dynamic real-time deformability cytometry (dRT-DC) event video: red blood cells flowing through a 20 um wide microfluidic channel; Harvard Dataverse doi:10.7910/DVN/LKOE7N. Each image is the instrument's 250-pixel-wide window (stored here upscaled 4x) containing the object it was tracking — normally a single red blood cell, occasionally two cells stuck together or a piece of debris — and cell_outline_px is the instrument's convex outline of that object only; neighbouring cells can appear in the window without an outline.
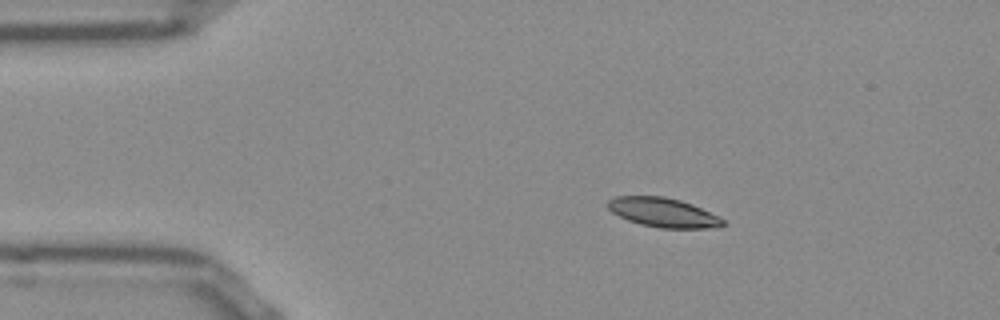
{"species": "Egyptian fruit bat (a non-hibernating species)", "species_latin": "Rousettus aegyptiacus", "temperature_condition": "room temperature", "stored_images_in_passage": 44, "camera_frame_rate_fps": 3000, "um_per_image_px": 0.085, "frame": {"image": 1, "passage_image": 1, "time_ms": 0.0, "image_size_px": [1000, 320], "cell_outline_px": [[724, 224], [720, 228], [660, 228], [640, 224], [628, 220], [612, 212], [608, 208], [608, 200], [616, 196], [664, 196], [680, 200], [692, 204], [720, 216], [724, 220]], "centroid_in_image_um": [56.41, 18.06], "position_along_channel_um": 28.6, "area_um2": 19.71}}
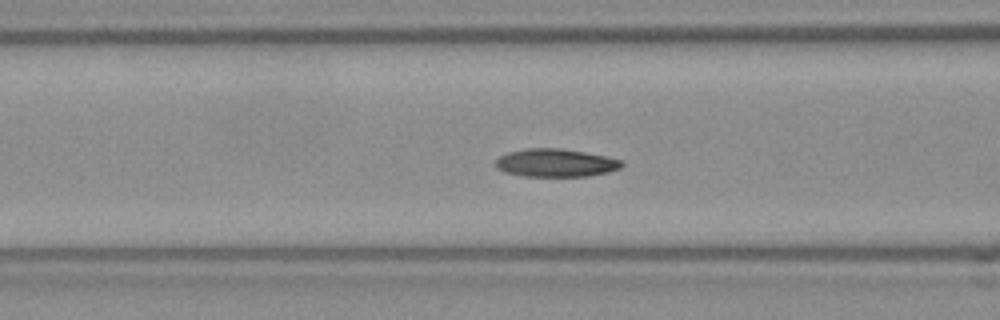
{"frame": {"image": 2, "passage_image": 12, "time_ms": 3.667, "image_size_px": [1000, 320], "cell_outline_px": [[624, 164], [620, 168], [608, 172], [588, 176], [524, 176], [504, 172], [496, 168], [496, 160], [500, 156], [508, 152], [524, 148], [560, 148], [584, 152], [604, 156], [620, 160]], "centroid_in_image_um": [47.2, 13.84], "position_along_channel_um": 119.4, "area_um2": 20.52}}
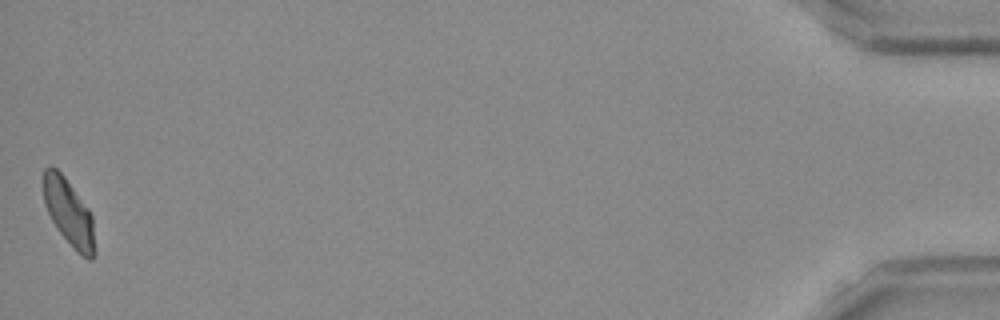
{"frame": {"image": 3, "passage_image": 44, "time_ms": 14.333, "image_size_px": [1000, 320], "cell_outline_px": [[96, 252], [92, 260], [88, 260], [80, 256], [76, 252], [60, 232], [52, 220], [44, 204], [44, 168], [48, 164], [52, 164], [64, 176], [88, 208], [92, 216]], "centroid_in_image_um": [5.87, 18.09], "position_along_channel_um": 429.3, "area_um2": 20.0}, "authors_computed_cell_mechanics": {"area_um2": 20.2878, "velocity_mm_per_s": 3.8467, "shape_relaxation_time_tau1_ms": null, "shape_relaxation_time_tau2_ms": 2.6595, "deformation_change_tau1": null, "deformation_change_tau2": 0.0788}}